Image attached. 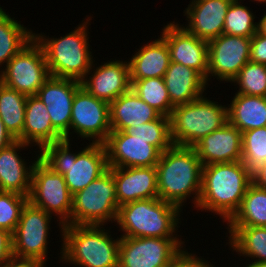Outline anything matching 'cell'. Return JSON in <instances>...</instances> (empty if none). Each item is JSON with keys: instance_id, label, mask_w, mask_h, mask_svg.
<instances>
[{"instance_id": "cell-1", "label": "cell", "mask_w": 266, "mask_h": 267, "mask_svg": "<svg viewBox=\"0 0 266 267\" xmlns=\"http://www.w3.org/2000/svg\"><path fill=\"white\" fill-rule=\"evenodd\" d=\"M252 182V172L242 161L205 165L197 208L215 213L227 223L239 209Z\"/></svg>"}, {"instance_id": "cell-2", "label": "cell", "mask_w": 266, "mask_h": 267, "mask_svg": "<svg viewBox=\"0 0 266 267\" xmlns=\"http://www.w3.org/2000/svg\"><path fill=\"white\" fill-rule=\"evenodd\" d=\"M155 168L161 200L182 209L186 200L193 195V207L197 208L203 165L193 147L173 145L161 153Z\"/></svg>"}, {"instance_id": "cell-3", "label": "cell", "mask_w": 266, "mask_h": 267, "mask_svg": "<svg viewBox=\"0 0 266 267\" xmlns=\"http://www.w3.org/2000/svg\"><path fill=\"white\" fill-rule=\"evenodd\" d=\"M70 140H61L46 145L39 151L40 159L55 173L64 175L72 195L83 190L108 169L104 143H92L82 150H70Z\"/></svg>"}, {"instance_id": "cell-4", "label": "cell", "mask_w": 266, "mask_h": 267, "mask_svg": "<svg viewBox=\"0 0 266 267\" xmlns=\"http://www.w3.org/2000/svg\"><path fill=\"white\" fill-rule=\"evenodd\" d=\"M60 261L79 267H118L120 238L96 225H64Z\"/></svg>"}, {"instance_id": "cell-5", "label": "cell", "mask_w": 266, "mask_h": 267, "mask_svg": "<svg viewBox=\"0 0 266 267\" xmlns=\"http://www.w3.org/2000/svg\"><path fill=\"white\" fill-rule=\"evenodd\" d=\"M91 17L86 18L73 31L60 38H50L34 33L35 40L42 46L50 76L82 81L93 62L87 28ZM94 60V61H93Z\"/></svg>"}, {"instance_id": "cell-6", "label": "cell", "mask_w": 266, "mask_h": 267, "mask_svg": "<svg viewBox=\"0 0 266 267\" xmlns=\"http://www.w3.org/2000/svg\"><path fill=\"white\" fill-rule=\"evenodd\" d=\"M181 211L159 197L137 200L119 207L116 225L120 237L178 238Z\"/></svg>"}, {"instance_id": "cell-7", "label": "cell", "mask_w": 266, "mask_h": 267, "mask_svg": "<svg viewBox=\"0 0 266 267\" xmlns=\"http://www.w3.org/2000/svg\"><path fill=\"white\" fill-rule=\"evenodd\" d=\"M202 95L195 101L175 106L170 115L171 139L174 145L193 147L203 137L228 122V106L217 104Z\"/></svg>"}, {"instance_id": "cell-8", "label": "cell", "mask_w": 266, "mask_h": 267, "mask_svg": "<svg viewBox=\"0 0 266 267\" xmlns=\"http://www.w3.org/2000/svg\"><path fill=\"white\" fill-rule=\"evenodd\" d=\"M113 167L102 173L72 198L70 225L105 226L118 215ZM113 220V221H112Z\"/></svg>"}, {"instance_id": "cell-9", "label": "cell", "mask_w": 266, "mask_h": 267, "mask_svg": "<svg viewBox=\"0 0 266 267\" xmlns=\"http://www.w3.org/2000/svg\"><path fill=\"white\" fill-rule=\"evenodd\" d=\"M179 238L120 237L118 267H173L188 251Z\"/></svg>"}, {"instance_id": "cell-10", "label": "cell", "mask_w": 266, "mask_h": 267, "mask_svg": "<svg viewBox=\"0 0 266 267\" xmlns=\"http://www.w3.org/2000/svg\"><path fill=\"white\" fill-rule=\"evenodd\" d=\"M73 195L64 175L55 173L40 158L34 163L28 201L48 214L56 216L59 227L70 225Z\"/></svg>"}, {"instance_id": "cell-11", "label": "cell", "mask_w": 266, "mask_h": 267, "mask_svg": "<svg viewBox=\"0 0 266 267\" xmlns=\"http://www.w3.org/2000/svg\"><path fill=\"white\" fill-rule=\"evenodd\" d=\"M2 68V84L26 96L36 95L50 77L45 53L35 38Z\"/></svg>"}, {"instance_id": "cell-12", "label": "cell", "mask_w": 266, "mask_h": 267, "mask_svg": "<svg viewBox=\"0 0 266 267\" xmlns=\"http://www.w3.org/2000/svg\"><path fill=\"white\" fill-rule=\"evenodd\" d=\"M51 219L52 215L28 201L12 234L13 256L35 258L46 264Z\"/></svg>"}, {"instance_id": "cell-13", "label": "cell", "mask_w": 266, "mask_h": 267, "mask_svg": "<svg viewBox=\"0 0 266 267\" xmlns=\"http://www.w3.org/2000/svg\"><path fill=\"white\" fill-rule=\"evenodd\" d=\"M70 130H73L70 135L75 132L92 143H104L111 132L109 103L92 96L81 86L74 95Z\"/></svg>"}, {"instance_id": "cell-14", "label": "cell", "mask_w": 266, "mask_h": 267, "mask_svg": "<svg viewBox=\"0 0 266 267\" xmlns=\"http://www.w3.org/2000/svg\"><path fill=\"white\" fill-rule=\"evenodd\" d=\"M251 37L221 34L208 42V71L206 82L213 77L230 82L250 61ZM211 77V78H210Z\"/></svg>"}, {"instance_id": "cell-15", "label": "cell", "mask_w": 266, "mask_h": 267, "mask_svg": "<svg viewBox=\"0 0 266 267\" xmlns=\"http://www.w3.org/2000/svg\"><path fill=\"white\" fill-rule=\"evenodd\" d=\"M80 81L50 76L38 90L36 96L46 106L53 128L65 139L70 140V120L76 91Z\"/></svg>"}, {"instance_id": "cell-16", "label": "cell", "mask_w": 266, "mask_h": 267, "mask_svg": "<svg viewBox=\"0 0 266 267\" xmlns=\"http://www.w3.org/2000/svg\"><path fill=\"white\" fill-rule=\"evenodd\" d=\"M108 167H152L159 162L161 152L146 140L125 131H111L104 142Z\"/></svg>"}, {"instance_id": "cell-17", "label": "cell", "mask_w": 266, "mask_h": 267, "mask_svg": "<svg viewBox=\"0 0 266 267\" xmlns=\"http://www.w3.org/2000/svg\"><path fill=\"white\" fill-rule=\"evenodd\" d=\"M160 36L166 41L171 62L196 70L205 80L208 71V42L187 32L175 21L162 29Z\"/></svg>"}, {"instance_id": "cell-18", "label": "cell", "mask_w": 266, "mask_h": 267, "mask_svg": "<svg viewBox=\"0 0 266 267\" xmlns=\"http://www.w3.org/2000/svg\"><path fill=\"white\" fill-rule=\"evenodd\" d=\"M81 84L92 96L110 104L131 89L128 61L110 60L96 68L93 62Z\"/></svg>"}, {"instance_id": "cell-19", "label": "cell", "mask_w": 266, "mask_h": 267, "mask_svg": "<svg viewBox=\"0 0 266 267\" xmlns=\"http://www.w3.org/2000/svg\"><path fill=\"white\" fill-rule=\"evenodd\" d=\"M233 0H192L184 10L187 32L207 42L223 34L225 16Z\"/></svg>"}, {"instance_id": "cell-20", "label": "cell", "mask_w": 266, "mask_h": 267, "mask_svg": "<svg viewBox=\"0 0 266 267\" xmlns=\"http://www.w3.org/2000/svg\"><path fill=\"white\" fill-rule=\"evenodd\" d=\"M193 148L203 166L242 161V133L227 122L203 137Z\"/></svg>"}, {"instance_id": "cell-21", "label": "cell", "mask_w": 266, "mask_h": 267, "mask_svg": "<svg viewBox=\"0 0 266 267\" xmlns=\"http://www.w3.org/2000/svg\"><path fill=\"white\" fill-rule=\"evenodd\" d=\"M118 206L129 202L158 198L157 171L152 167L113 168Z\"/></svg>"}, {"instance_id": "cell-22", "label": "cell", "mask_w": 266, "mask_h": 267, "mask_svg": "<svg viewBox=\"0 0 266 267\" xmlns=\"http://www.w3.org/2000/svg\"><path fill=\"white\" fill-rule=\"evenodd\" d=\"M28 146L31 147V145L16 140L0 151V191L29 196L32 169L34 163L40 158V154L34 158L32 165H27L26 160L19 155V151Z\"/></svg>"}, {"instance_id": "cell-23", "label": "cell", "mask_w": 266, "mask_h": 267, "mask_svg": "<svg viewBox=\"0 0 266 267\" xmlns=\"http://www.w3.org/2000/svg\"><path fill=\"white\" fill-rule=\"evenodd\" d=\"M158 38L139 48L128 59L130 81L164 77L171 62L170 51L166 41L161 36Z\"/></svg>"}, {"instance_id": "cell-24", "label": "cell", "mask_w": 266, "mask_h": 267, "mask_svg": "<svg viewBox=\"0 0 266 267\" xmlns=\"http://www.w3.org/2000/svg\"><path fill=\"white\" fill-rule=\"evenodd\" d=\"M64 140L53 128L46 106L36 96H27L25 122L22 132V142L38 146L41 151L46 145Z\"/></svg>"}, {"instance_id": "cell-25", "label": "cell", "mask_w": 266, "mask_h": 267, "mask_svg": "<svg viewBox=\"0 0 266 267\" xmlns=\"http://www.w3.org/2000/svg\"><path fill=\"white\" fill-rule=\"evenodd\" d=\"M163 78L174 107L195 101L209 86L196 70L176 62H170Z\"/></svg>"}, {"instance_id": "cell-26", "label": "cell", "mask_w": 266, "mask_h": 267, "mask_svg": "<svg viewBox=\"0 0 266 267\" xmlns=\"http://www.w3.org/2000/svg\"><path fill=\"white\" fill-rule=\"evenodd\" d=\"M111 131H124L156 120L161 114L131 89L109 104Z\"/></svg>"}, {"instance_id": "cell-27", "label": "cell", "mask_w": 266, "mask_h": 267, "mask_svg": "<svg viewBox=\"0 0 266 267\" xmlns=\"http://www.w3.org/2000/svg\"><path fill=\"white\" fill-rule=\"evenodd\" d=\"M228 105V122L241 133L266 127V97L235 93Z\"/></svg>"}, {"instance_id": "cell-28", "label": "cell", "mask_w": 266, "mask_h": 267, "mask_svg": "<svg viewBox=\"0 0 266 267\" xmlns=\"http://www.w3.org/2000/svg\"><path fill=\"white\" fill-rule=\"evenodd\" d=\"M228 243L238 256L252 258L250 264L266 262V227L227 226Z\"/></svg>"}, {"instance_id": "cell-29", "label": "cell", "mask_w": 266, "mask_h": 267, "mask_svg": "<svg viewBox=\"0 0 266 267\" xmlns=\"http://www.w3.org/2000/svg\"><path fill=\"white\" fill-rule=\"evenodd\" d=\"M14 19L0 7V67L34 38L32 30Z\"/></svg>"}, {"instance_id": "cell-30", "label": "cell", "mask_w": 266, "mask_h": 267, "mask_svg": "<svg viewBox=\"0 0 266 267\" xmlns=\"http://www.w3.org/2000/svg\"><path fill=\"white\" fill-rule=\"evenodd\" d=\"M228 226L266 227V189L251 183Z\"/></svg>"}, {"instance_id": "cell-31", "label": "cell", "mask_w": 266, "mask_h": 267, "mask_svg": "<svg viewBox=\"0 0 266 267\" xmlns=\"http://www.w3.org/2000/svg\"><path fill=\"white\" fill-rule=\"evenodd\" d=\"M26 99V95L4 84L0 85V119L9 133L20 141L25 122Z\"/></svg>"}, {"instance_id": "cell-32", "label": "cell", "mask_w": 266, "mask_h": 267, "mask_svg": "<svg viewBox=\"0 0 266 267\" xmlns=\"http://www.w3.org/2000/svg\"><path fill=\"white\" fill-rule=\"evenodd\" d=\"M131 82V90L161 115L170 117L174 106L170 102L164 78H147Z\"/></svg>"}, {"instance_id": "cell-33", "label": "cell", "mask_w": 266, "mask_h": 267, "mask_svg": "<svg viewBox=\"0 0 266 267\" xmlns=\"http://www.w3.org/2000/svg\"><path fill=\"white\" fill-rule=\"evenodd\" d=\"M124 131L146 140V143L155 146L161 153L174 145L171 139L170 118L164 115L142 125L128 127Z\"/></svg>"}, {"instance_id": "cell-34", "label": "cell", "mask_w": 266, "mask_h": 267, "mask_svg": "<svg viewBox=\"0 0 266 267\" xmlns=\"http://www.w3.org/2000/svg\"><path fill=\"white\" fill-rule=\"evenodd\" d=\"M241 0H233L227 10L223 33L231 36L252 37L257 32V22L249 7Z\"/></svg>"}, {"instance_id": "cell-35", "label": "cell", "mask_w": 266, "mask_h": 267, "mask_svg": "<svg viewBox=\"0 0 266 267\" xmlns=\"http://www.w3.org/2000/svg\"><path fill=\"white\" fill-rule=\"evenodd\" d=\"M242 162L252 173L266 162V127L242 133Z\"/></svg>"}, {"instance_id": "cell-36", "label": "cell", "mask_w": 266, "mask_h": 267, "mask_svg": "<svg viewBox=\"0 0 266 267\" xmlns=\"http://www.w3.org/2000/svg\"><path fill=\"white\" fill-rule=\"evenodd\" d=\"M231 82L239 85L236 93L266 97V64L247 62Z\"/></svg>"}, {"instance_id": "cell-37", "label": "cell", "mask_w": 266, "mask_h": 267, "mask_svg": "<svg viewBox=\"0 0 266 267\" xmlns=\"http://www.w3.org/2000/svg\"><path fill=\"white\" fill-rule=\"evenodd\" d=\"M27 202V196L15 192L0 191V229L13 234Z\"/></svg>"}, {"instance_id": "cell-38", "label": "cell", "mask_w": 266, "mask_h": 267, "mask_svg": "<svg viewBox=\"0 0 266 267\" xmlns=\"http://www.w3.org/2000/svg\"><path fill=\"white\" fill-rule=\"evenodd\" d=\"M250 62L266 64V35L256 32L251 37Z\"/></svg>"}, {"instance_id": "cell-39", "label": "cell", "mask_w": 266, "mask_h": 267, "mask_svg": "<svg viewBox=\"0 0 266 267\" xmlns=\"http://www.w3.org/2000/svg\"><path fill=\"white\" fill-rule=\"evenodd\" d=\"M13 256L12 233L0 229V267Z\"/></svg>"}, {"instance_id": "cell-40", "label": "cell", "mask_w": 266, "mask_h": 267, "mask_svg": "<svg viewBox=\"0 0 266 267\" xmlns=\"http://www.w3.org/2000/svg\"><path fill=\"white\" fill-rule=\"evenodd\" d=\"M209 263L210 261L188 252L173 267H214Z\"/></svg>"}, {"instance_id": "cell-41", "label": "cell", "mask_w": 266, "mask_h": 267, "mask_svg": "<svg viewBox=\"0 0 266 267\" xmlns=\"http://www.w3.org/2000/svg\"><path fill=\"white\" fill-rule=\"evenodd\" d=\"M46 264L35 258L12 256L2 267H46Z\"/></svg>"}, {"instance_id": "cell-42", "label": "cell", "mask_w": 266, "mask_h": 267, "mask_svg": "<svg viewBox=\"0 0 266 267\" xmlns=\"http://www.w3.org/2000/svg\"><path fill=\"white\" fill-rule=\"evenodd\" d=\"M14 141H16V139L9 133L4 123L0 119V151L8 147Z\"/></svg>"}, {"instance_id": "cell-43", "label": "cell", "mask_w": 266, "mask_h": 267, "mask_svg": "<svg viewBox=\"0 0 266 267\" xmlns=\"http://www.w3.org/2000/svg\"><path fill=\"white\" fill-rule=\"evenodd\" d=\"M253 183L266 189V162L252 173Z\"/></svg>"}, {"instance_id": "cell-44", "label": "cell", "mask_w": 266, "mask_h": 267, "mask_svg": "<svg viewBox=\"0 0 266 267\" xmlns=\"http://www.w3.org/2000/svg\"><path fill=\"white\" fill-rule=\"evenodd\" d=\"M257 32L266 35V13L262 15L261 19L257 22Z\"/></svg>"}, {"instance_id": "cell-45", "label": "cell", "mask_w": 266, "mask_h": 267, "mask_svg": "<svg viewBox=\"0 0 266 267\" xmlns=\"http://www.w3.org/2000/svg\"><path fill=\"white\" fill-rule=\"evenodd\" d=\"M248 264V265H247ZM245 267H266V262L263 263H256V264H249L247 263Z\"/></svg>"}, {"instance_id": "cell-46", "label": "cell", "mask_w": 266, "mask_h": 267, "mask_svg": "<svg viewBox=\"0 0 266 267\" xmlns=\"http://www.w3.org/2000/svg\"><path fill=\"white\" fill-rule=\"evenodd\" d=\"M250 1H251V2H254V1H256V2H257V1H258L257 3H259V2H260L261 4H262V2H263V3H264V2L266 3V0H253V1H252V0H250Z\"/></svg>"}]
</instances>
